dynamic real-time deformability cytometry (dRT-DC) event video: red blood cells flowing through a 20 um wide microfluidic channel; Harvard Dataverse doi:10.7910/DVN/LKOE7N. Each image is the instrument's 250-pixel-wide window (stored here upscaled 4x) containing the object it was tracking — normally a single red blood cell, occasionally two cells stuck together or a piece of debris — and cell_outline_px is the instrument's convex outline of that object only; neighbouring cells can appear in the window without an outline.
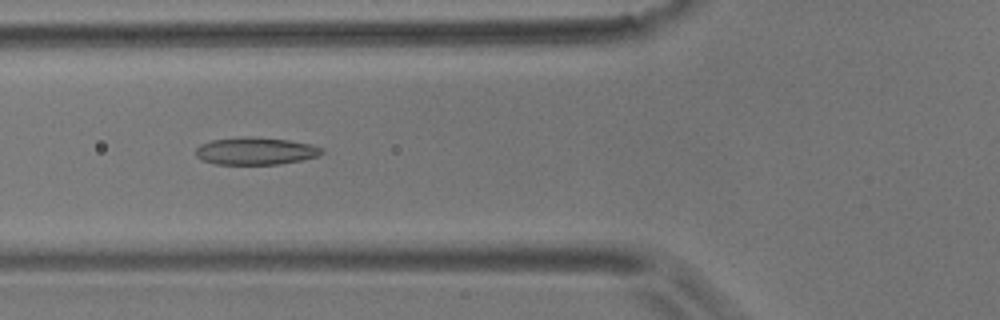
{"species": "common noctule bat (a hibernating species)", "species_latin": "Nyctalus noctula", "temperature_condition": "room temperature", "stored_images_in_passage": 42, "camera_frame_rate_fps": 3000, "um_per_image_px": 0.085, "animal": {"sex": "male", "body_mass_g": 17.9}, "frame": {"image": 1, "passage_image": 7, "time_ms": 2.0, "image_size_px": [1000, 320], "cell_outline_px": [[324, 152], [320, 156], [280, 164], [216, 164], [200, 160], [196, 156], [196, 148], [200, 144], [212, 140], [244, 136], [248, 136], [288, 140], [312, 144], [324, 148]], "centroid_in_image_um": [21.74, 12.83], "position_along_channel_um": 104.1, "area_um2": 20.29}}
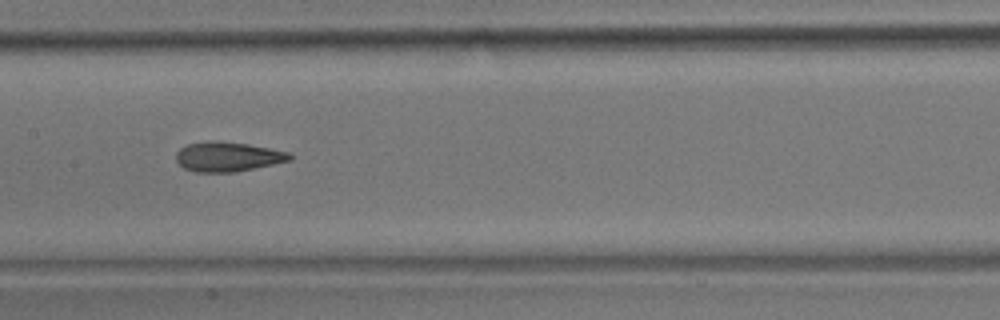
{"frame": {"image": 2, "passage_image": 14, "time_ms": 4.333, "image_size_px": [1000, 320], "cell_outline_px": [[292, 160], [236, 172], [196, 172], [184, 168], [176, 160], [176, 152], [180, 148], [188, 144], [212, 140], [248, 144], [292, 152]], "centroid_in_image_um": [19.38, 13.32], "position_along_channel_um": 188.0, "area_um2": 19.71}}
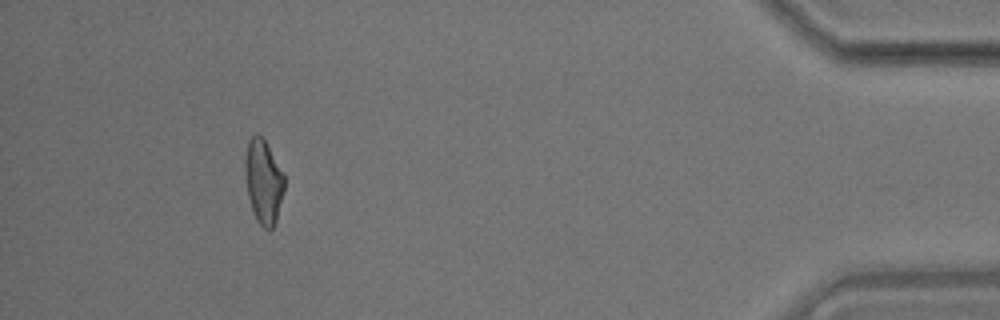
{"frame": {"image": 3, "passage_image": 38, "time_ms": 12.333, "image_size_px": [1000, 320], "cell_outline_px": [[284, 192], [276, 220], [272, 228], [268, 232], [256, 220], [252, 212], [248, 196], [244, 172], [244, 160], [248, 140], [256, 132], [264, 140], [284, 176]], "centroid_in_image_um": [22.36, 15.47], "position_along_channel_um": 412.8, "area_um2": 19.19}, "authors_computed_cell_mechanics": {"area_um2": 19.5364, "velocity_mm_per_s": 3.5796, "shape_relaxation_time_tau1_ms": 10.4954, "shape_relaxation_time_tau2_ms": 2.3145, "deformation_change_tau1": 0.2143, "deformation_change_tau2": 0.0987}}